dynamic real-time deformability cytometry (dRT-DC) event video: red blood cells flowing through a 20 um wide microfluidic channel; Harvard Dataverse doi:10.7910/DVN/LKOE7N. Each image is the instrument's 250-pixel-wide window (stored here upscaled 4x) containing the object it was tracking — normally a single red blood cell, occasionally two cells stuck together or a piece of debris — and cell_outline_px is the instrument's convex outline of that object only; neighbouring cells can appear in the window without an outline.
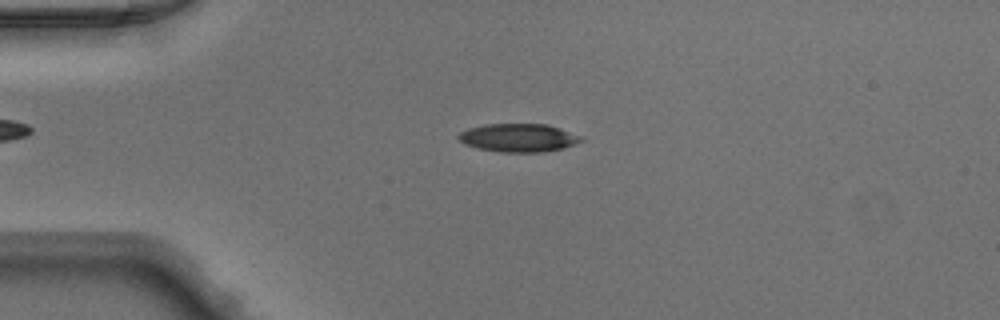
{"species": "Egyptian fruit bat (a non-hibernating species)", "species_latin": "Rousettus aegyptiacus", "temperature_condition": "warm", "stored_images_in_passage": 47, "camera_frame_rate_fps": 3000, "um_per_image_px": 0.085, "animal": {"sex": "male"}, "frame": {"image": 1, "passage_image": 10, "time_ms": 3.0, "image_size_px": [1000, 320], "cell_outline_px": [[584, 140], [564, 148], [540, 152], [500, 152], [476, 148], [464, 144], [456, 136], [460, 132], [468, 128], [484, 124], [548, 124], [584, 136]], "centroid_in_image_um": [44.08, 11.7], "position_along_channel_um": 40.9, "area_um2": 20.4}}
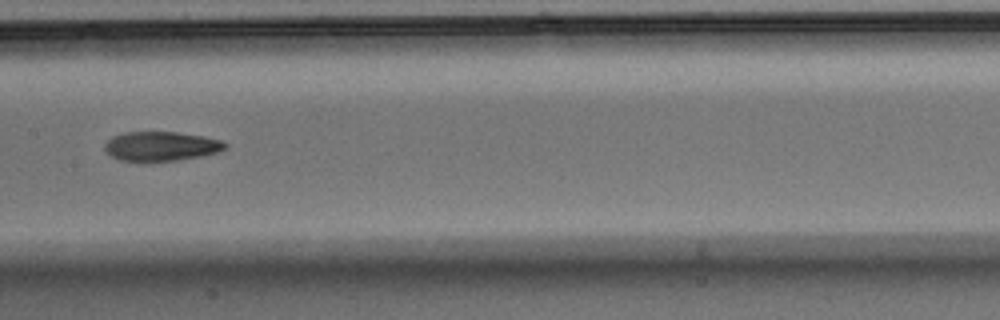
{"frame": {"image": 2, "passage_image": 23, "time_ms": 7.333, "image_size_px": [1000, 320], "cell_outline_px": [[228, 148], [216, 152], [200, 156], [152, 164], [140, 164], [120, 160], [112, 156], [104, 148], [104, 144], [112, 136], [124, 132], [176, 132], [204, 136], [220, 140], [228, 144]], "centroid_in_image_um": [13.65, 12.47], "position_along_channel_um": 193.7, "area_um2": 21.27}}
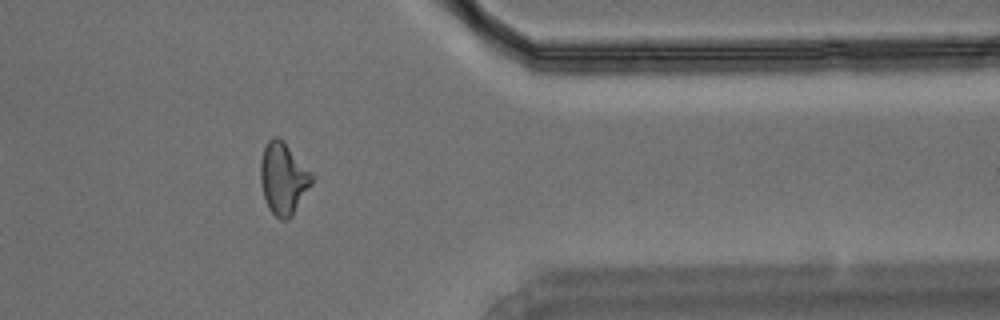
{"frame": {"image": 3, "passage_image": 38, "time_ms": 12.333, "image_size_px": [1000, 320], "cell_outline_px": [[316, 180], [292, 216], [288, 220], [280, 220], [268, 208], [260, 184], [260, 160], [264, 148], [268, 140], [272, 136], [276, 136], [284, 140], [316, 176]], "centroid_in_image_um": [24.12, 15.16], "position_along_channel_um": 387.3, "area_um2": 22.2}}